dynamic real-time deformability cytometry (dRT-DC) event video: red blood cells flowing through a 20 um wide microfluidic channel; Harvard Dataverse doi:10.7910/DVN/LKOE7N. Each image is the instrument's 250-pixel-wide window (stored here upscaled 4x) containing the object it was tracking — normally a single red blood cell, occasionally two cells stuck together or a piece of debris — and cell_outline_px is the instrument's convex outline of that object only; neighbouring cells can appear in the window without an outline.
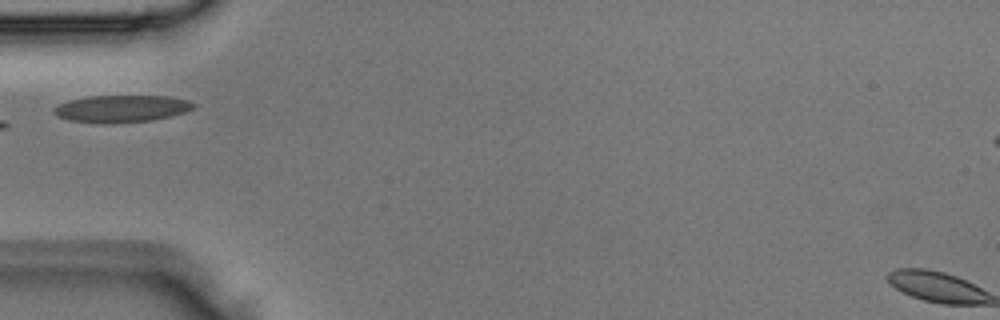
{"species": "Egyptian fruit bat (a non-hibernating species)", "species_latin": "Rousettus aegyptiacus", "temperature_condition": "room temperature", "stored_images_in_passage": 2, "camera_frame_rate_fps": 3000, "um_per_image_px": 0.085, "animal": {"sex": "male"}, "frame": {"image": 1, "passage_image": 2, "time_ms": 0.333, "image_size_px": [1000, 320], "cell_outline_px": [[196, 104], [192, 108], [184, 112], [152, 120], [104, 124], [100, 124], [68, 120], [56, 116], [52, 112], [52, 108], [68, 100], [88, 96], [168, 96], [188, 100]], "centroid_in_image_um": [10.25, 9.24], "position_along_channel_um": 74.7, "area_um2": 22.14}}